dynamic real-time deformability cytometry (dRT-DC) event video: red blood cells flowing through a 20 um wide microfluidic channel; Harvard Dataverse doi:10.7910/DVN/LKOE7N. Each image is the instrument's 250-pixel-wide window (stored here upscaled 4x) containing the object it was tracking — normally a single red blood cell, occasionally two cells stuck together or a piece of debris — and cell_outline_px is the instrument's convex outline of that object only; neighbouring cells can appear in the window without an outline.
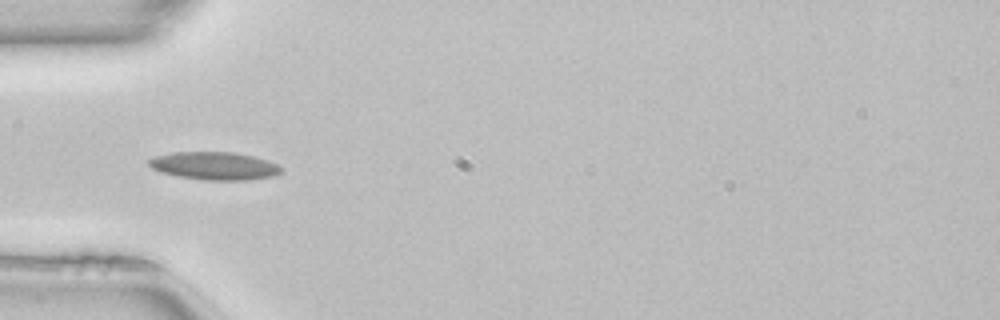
{"species": "common noctule bat (a hibernating species)", "species_latin": "Nyctalus noctula", "temperature_condition": "room temperature", "stored_images_in_passage": 35, "camera_frame_rate_fps": 3000, "um_per_image_px": 0.085, "animal": {"sex": "female", "body_mass_g": 22.7, "forearm_length_mm": 54.2}, "frame": {"image": 1, "passage_image": 1, "time_ms": 0.0, "image_size_px": [1000, 320], "cell_outline_px": [[284, 172], [272, 176], [248, 180], [204, 180], [180, 176], [164, 172], [152, 168], [148, 164], [148, 160], [156, 156], [172, 152], [232, 152], [252, 156], [268, 160], [284, 168]], "centroid_in_image_um": [18.28, 14.09], "position_along_channel_um": 66.7, "area_um2": 21.39}, "authors_computed_cell_mechanics": {"area_um2": 19.8832, "velocity_mm_per_s": 4.0573, "shape_relaxation_time_tau1_ms": null, "shape_relaxation_time_tau2_ms": 5.1867, "deformation_change_tau1": null, "deformation_change_tau2": 0.1268}}